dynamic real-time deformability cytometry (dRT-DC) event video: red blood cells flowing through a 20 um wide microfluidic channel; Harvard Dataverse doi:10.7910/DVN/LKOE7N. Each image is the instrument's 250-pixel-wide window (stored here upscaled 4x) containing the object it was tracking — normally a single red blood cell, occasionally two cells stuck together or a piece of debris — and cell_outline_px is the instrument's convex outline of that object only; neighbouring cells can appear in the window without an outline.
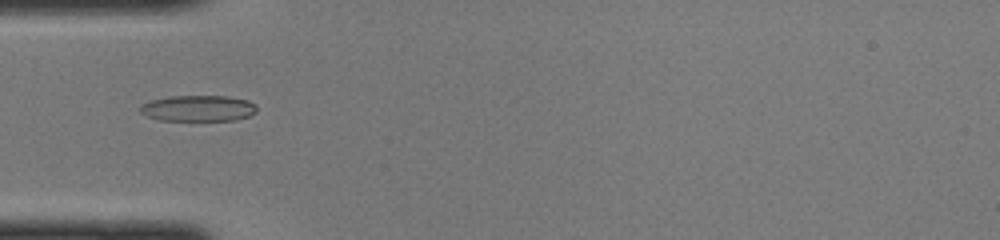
{"species": "common noctule bat (a hibernating species)", "species_latin": "Nyctalus noctula", "temperature_condition": "cold", "stored_images_in_passage": 38, "camera_frame_rate_fps": 3000, "um_per_image_px": 0.085, "animal": {"sex": "female", "body_mass_g": 22.0, "forearm_length_mm": 56.7}, "frame": {"image": 1, "passage_image": 6, "time_ms": 1.667, "image_size_px": [1000, 240], "cell_outline_px": [[256, 112], [248, 116], [236, 120], [160, 120], [148, 116], [140, 112], [140, 104], [148, 100], [168, 96], [228, 96], [248, 100], [256, 104]], "centroid_in_image_um": [16.83, 9.19], "position_along_channel_um": 68.2, "area_um2": 17.8}}
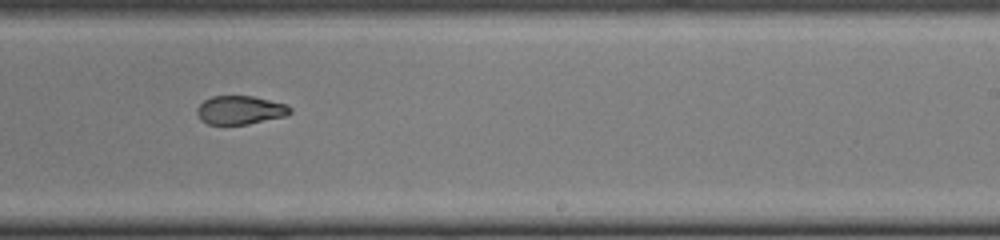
{"frame": {"image": 2, "passage_image": 20, "time_ms": 6.333, "image_size_px": [1000, 240], "cell_outline_px": [[292, 112], [284, 116], [248, 124], [208, 124], [200, 120], [196, 112], [196, 108], [204, 100], [212, 96], [252, 96], [288, 104], [292, 108]], "centroid_in_image_um": [20.41, 9.35], "position_along_channel_um": 268.6, "area_um2": 15.55}}
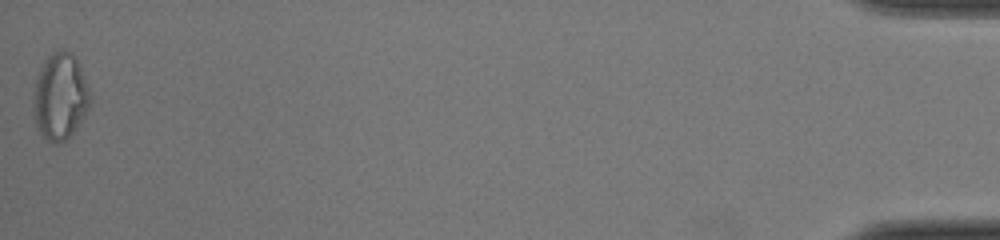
{"frame": {"image": 3, "passage_image": 38, "time_ms": 12.333, "image_size_px": [1000, 240], "cell_outline_px": [[92, 104], [76, 128], [64, 140], [56, 144], [48, 140], [36, 128], [32, 108], [32, 100], [36, 80], [40, 64], [52, 52], [68, 52], [80, 64], [92, 96]], "centroid_in_image_um": [5.11, 8.22], "position_along_channel_um": 430.1, "area_um2": 28.78}}